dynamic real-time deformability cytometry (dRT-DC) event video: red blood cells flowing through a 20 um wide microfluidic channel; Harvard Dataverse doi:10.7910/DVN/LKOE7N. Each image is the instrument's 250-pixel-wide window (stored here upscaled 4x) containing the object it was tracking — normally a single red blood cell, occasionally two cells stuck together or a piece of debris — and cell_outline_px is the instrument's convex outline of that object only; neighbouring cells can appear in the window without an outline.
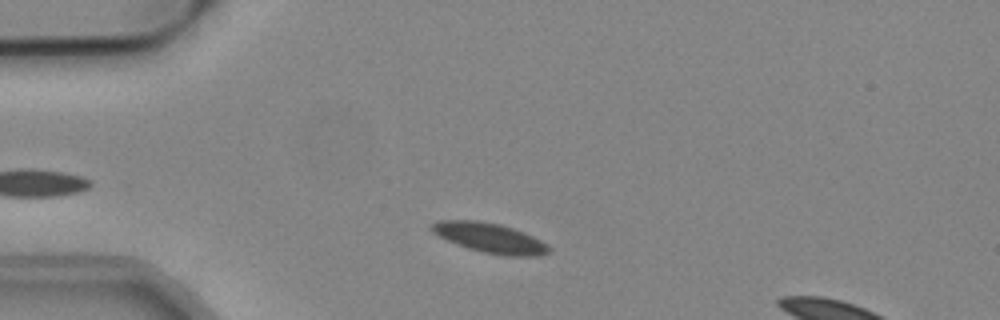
{"species": "common noctule bat (a hibernating species)", "species_latin": "Nyctalus noctula", "temperature_condition": "cold", "stored_images_in_passage": 42, "camera_frame_rate_fps": 3000, "um_per_image_px": 0.085, "animal": {"sex": "male", "body_mass_g": 19.2, "forearm_length_mm": 51.8}, "frame": {"image": 1, "passage_image": 6, "time_ms": 1.667, "image_size_px": [1000, 320], "cell_outline_px": [[552, 248], [548, 252], [540, 256], [508, 256], [484, 252], [468, 248], [456, 244], [432, 232], [428, 228], [432, 224], [440, 220], [476, 220], [500, 224], [524, 232], [548, 244]], "centroid_in_image_um": [41.65, 20.22], "position_along_channel_um": 43.3, "area_um2": 20.29}}
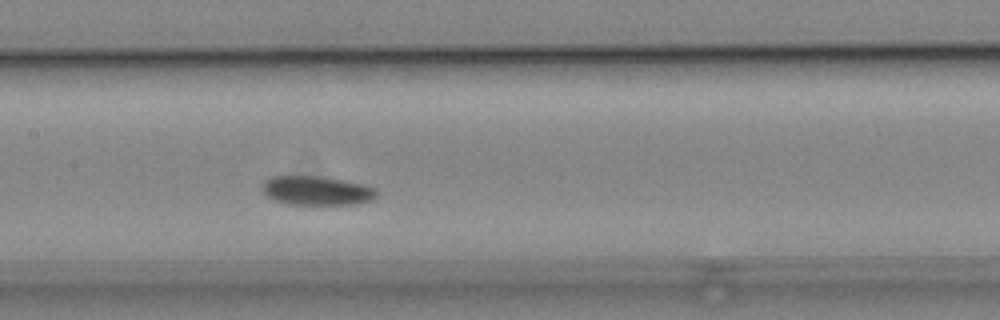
{"frame": {"image": 2, "passage_image": 19, "time_ms": 6.0, "image_size_px": [1000, 320], "cell_outline_px": [[380, 192], [372, 200], [356, 204], [288, 204], [272, 200], [260, 188], [272, 176], [316, 176], [340, 180], [360, 184], [376, 188]], "centroid_in_image_um": [26.93, 16.21], "position_along_channel_um": 180.5, "area_um2": 19.19}}
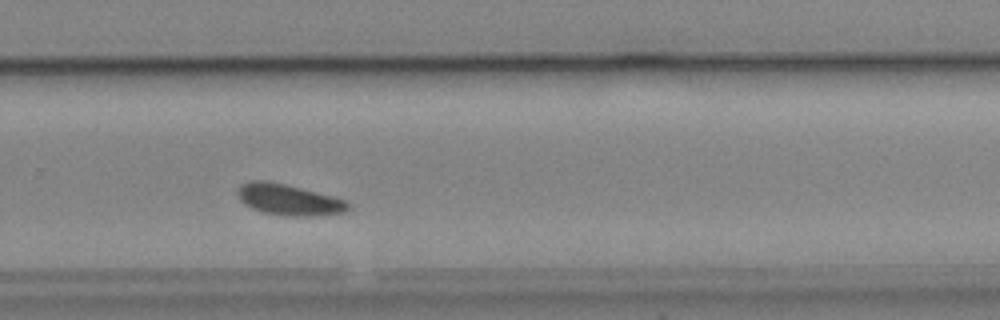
{"frame": {"image": 3, "passage_image": 29, "time_ms": 9.333, "image_size_px": [1000, 320], "cell_outline_px": [[352, 208], [344, 212], [308, 216], [288, 216], [264, 212], [252, 208], [244, 204], [240, 200], [236, 192], [240, 184], [252, 180], [268, 180], [332, 196], [344, 200]], "centroid_in_image_um": [24.49, 16.96], "position_along_channel_um": 305.3, "area_um2": 19.83}, "authors_computed_cell_mechanics": {"area_um2": 19.363, "velocity_mm_per_s": 3.7583, "shape_relaxation_time_tau1_ms": 1.3777, "shape_relaxation_time_tau2_ms": 7.7325, "deformation_change_tau1": 0.0564, "deformation_change_tau2": 0.1386}}